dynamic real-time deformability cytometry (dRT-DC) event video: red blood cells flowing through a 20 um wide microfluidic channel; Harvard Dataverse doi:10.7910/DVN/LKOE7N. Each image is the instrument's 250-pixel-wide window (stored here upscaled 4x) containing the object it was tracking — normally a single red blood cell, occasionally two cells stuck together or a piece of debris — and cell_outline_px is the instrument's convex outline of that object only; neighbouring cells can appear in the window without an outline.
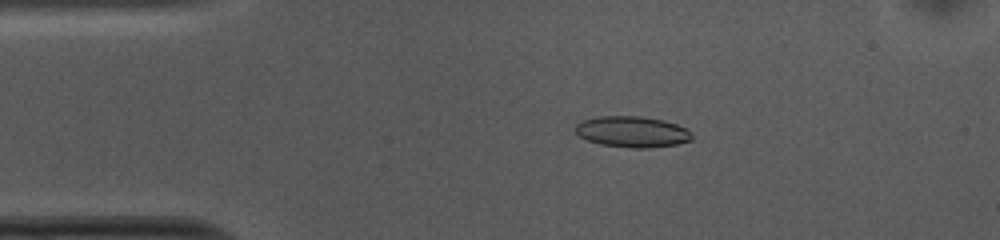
{"species": "common noctule bat (a hibernating species)", "species_latin": "Nyctalus noctula", "temperature_condition": "cold", "stored_images_in_passage": 52, "camera_frame_rate_fps": 3000, "um_per_image_px": 0.085, "animal": {"sex": "female", "body_mass_g": 10.0, "forearm_length_mm": 53.1}, "frame": {"image": 1, "passage_image": 9, "time_ms": 2.667, "image_size_px": [1000, 240], "cell_outline_px": [[692, 140], [676, 144], [648, 148], [632, 148], [600, 144], [588, 140], [580, 136], [572, 128], [580, 120], [596, 116], [640, 116], [664, 120], [688, 128], [692, 132]], "centroid_in_image_um": [53.72, 11.19], "position_along_channel_um": 31.3, "area_um2": 21.33}}
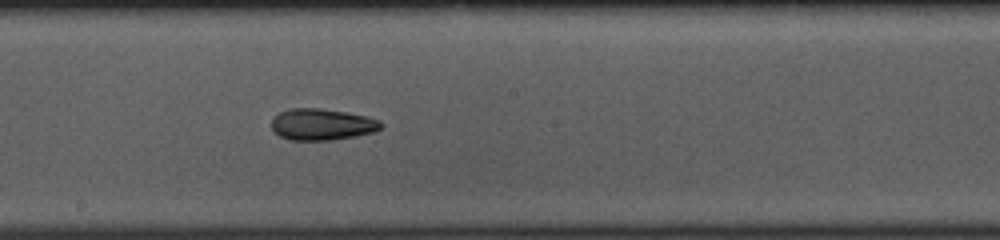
{"frame": {"image": 2, "passage_image": 27, "time_ms": 8.667, "image_size_px": [1000, 240], "cell_outline_px": [[384, 124], [380, 128], [372, 132], [356, 136], [332, 140], [288, 140], [280, 136], [272, 128], [272, 116], [288, 108], [320, 108], [348, 112], [368, 116], [380, 120]], "centroid_in_image_um": [27.37, 10.56], "position_along_channel_um": 220.8, "area_um2": 20.29}}
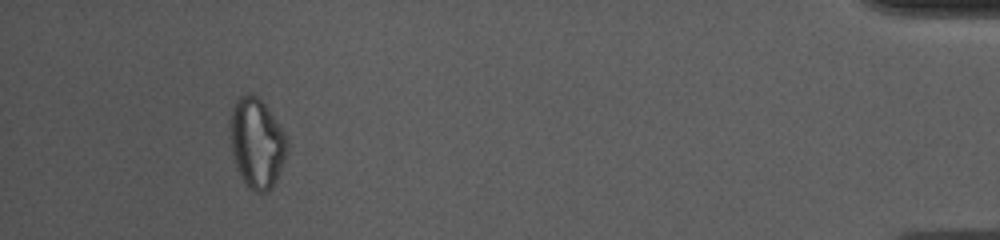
{"frame": {"image": 3, "passage_image": 48, "time_ms": 15.667, "image_size_px": [1000, 240], "cell_outline_px": [[288, 152], [276, 180], [272, 188], [268, 192], [256, 192], [244, 184], [240, 176], [232, 152], [228, 136], [228, 124], [232, 104], [240, 96], [248, 92], [252, 92], [268, 108], [284, 132], [288, 140]], "centroid_in_image_um": [21.8, 12.14], "position_along_channel_um": 413.4, "area_um2": 30.46}, "authors_computed_cell_mechanics": {"area_um2": 20.5768, "velocity_mm_per_s": 3.7489, "shape_relaxation_time_tau1_ms": null, "shape_relaxation_time_tau2_ms": 5.5179, "deformation_change_tau1": null, "deformation_change_tau2": 0.1307}}